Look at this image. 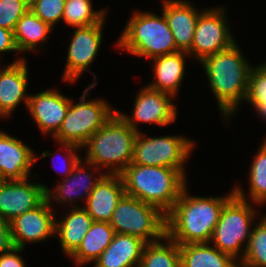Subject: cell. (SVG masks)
Returning a JSON list of instances; mask_svg holds the SVG:
<instances>
[{
  "mask_svg": "<svg viewBox=\"0 0 266 267\" xmlns=\"http://www.w3.org/2000/svg\"><path fill=\"white\" fill-rule=\"evenodd\" d=\"M109 222L94 221L78 249L70 256L77 266L95 262L115 236Z\"/></svg>",
  "mask_w": 266,
  "mask_h": 267,
  "instance_id": "obj_24",
  "label": "cell"
},
{
  "mask_svg": "<svg viewBox=\"0 0 266 267\" xmlns=\"http://www.w3.org/2000/svg\"><path fill=\"white\" fill-rule=\"evenodd\" d=\"M5 181V179L2 177L1 173H0V185Z\"/></svg>",
  "mask_w": 266,
  "mask_h": 267,
  "instance_id": "obj_39",
  "label": "cell"
},
{
  "mask_svg": "<svg viewBox=\"0 0 266 267\" xmlns=\"http://www.w3.org/2000/svg\"><path fill=\"white\" fill-rule=\"evenodd\" d=\"M181 267H234L238 262L209 242L179 245Z\"/></svg>",
  "mask_w": 266,
  "mask_h": 267,
  "instance_id": "obj_25",
  "label": "cell"
},
{
  "mask_svg": "<svg viewBox=\"0 0 266 267\" xmlns=\"http://www.w3.org/2000/svg\"><path fill=\"white\" fill-rule=\"evenodd\" d=\"M133 114L128 116L116 111L120 117L137 133L138 123H150L167 126L177 119V106L172 102V95L145 86L136 94Z\"/></svg>",
  "mask_w": 266,
  "mask_h": 267,
  "instance_id": "obj_12",
  "label": "cell"
},
{
  "mask_svg": "<svg viewBox=\"0 0 266 267\" xmlns=\"http://www.w3.org/2000/svg\"><path fill=\"white\" fill-rule=\"evenodd\" d=\"M248 62L237 42L200 62L218 108L227 120L247 97L249 74L253 67Z\"/></svg>",
  "mask_w": 266,
  "mask_h": 267,
  "instance_id": "obj_2",
  "label": "cell"
},
{
  "mask_svg": "<svg viewBox=\"0 0 266 267\" xmlns=\"http://www.w3.org/2000/svg\"><path fill=\"white\" fill-rule=\"evenodd\" d=\"M249 196L244 194L242 187L234 186V194L245 201H250L260 206L266 203V139L255 154L249 169ZM248 199V200H247Z\"/></svg>",
  "mask_w": 266,
  "mask_h": 267,
  "instance_id": "obj_27",
  "label": "cell"
},
{
  "mask_svg": "<svg viewBox=\"0 0 266 267\" xmlns=\"http://www.w3.org/2000/svg\"><path fill=\"white\" fill-rule=\"evenodd\" d=\"M71 99L56 89H47L39 93L29 94L28 106L30 115L41 132L53 137L59 130Z\"/></svg>",
  "mask_w": 266,
  "mask_h": 267,
  "instance_id": "obj_15",
  "label": "cell"
},
{
  "mask_svg": "<svg viewBox=\"0 0 266 267\" xmlns=\"http://www.w3.org/2000/svg\"><path fill=\"white\" fill-rule=\"evenodd\" d=\"M105 19L106 16L97 24L75 28L67 51V62L62 79L64 82H75L84 71H89L94 75V83L90 85L96 86V74L89 69V66L98 56L97 53L103 40L102 27Z\"/></svg>",
  "mask_w": 266,
  "mask_h": 267,
  "instance_id": "obj_11",
  "label": "cell"
},
{
  "mask_svg": "<svg viewBox=\"0 0 266 267\" xmlns=\"http://www.w3.org/2000/svg\"><path fill=\"white\" fill-rule=\"evenodd\" d=\"M251 236L241 263L248 267H266V215L261 217Z\"/></svg>",
  "mask_w": 266,
  "mask_h": 267,
  "instance_id": "obj_30",
  "label": "cell"
},
{
  "mask_svg": "<svg viewBox=\"0 0 266 267\" xmlns=\"http://www.w3.org/2000/svg\"><path fill=\"white\" fill-rule=\"evenodd\" d=\"M52 30L49 24L43 22L32 11H27L18 20L13 31L18 51L20 53L35 52L40 43L48 40V35Z\"/></svg>",
  "mask_w": 266,
  "mask_h": 267,
  "instance_id": "obj_26",
  "label": "cell"
},
{
  "mask_svg": "<svg viewBox=\"0 0 266 267\" xmlns=\"http://www.w3.org/2000/svg\"><path fill=\"white\" fill-rule=\"evenodd\" d=\"M145 245L146 242L138 237L116 233L94 262V267H139Z\"/></svg>",
  "mask_w": 266,
  "mask_h": 267,
  "instance_id": "obj_21",
  "label": "cell"
},
{
  "mask_svg": "<svg viewBox=\"0 0 266 267\" xmlns=\"http://www.w3.org/2000/svg\"><path fill=\"white\" fill-rule=\"evenodd\" d=\"M110 226L115 233L129 234L146 243L166 235V215L157 207L124 194L113 212Z\"/></svg>",
  "mask_w": 266,
  "mask_h": 267,
  "instance_id": "obj_8",
  "label": "cell"
},
{
  "mask_svg": "<svg viewBox=\"0 0 266 267\" xmlns=\"http://www.w3.org/2000/svg\"><path fill=\"white\" fill-rule=\"evenodd\" d=\"M22 58L0 68V117L6 118L14 112L19 103L28 106V66Z\"/></svg>",
  "mask_w": 266,
  "mask_h": 267,
  "instance_id": "obj_17",
  "label": "cell"
},
{
  "mask_svg": "<svg viewBox=\"0 0 266 267\" xmlns=\"http://www.w3.org/2000/svg\"><path fill=\"white\" fill-rule=\"evenodd\" d=\"M162 11L174 37L176 47L188 52L193 43L194 31L200 10L187 0H163Z\"/></svg>",
  "mask_w": 266,
  "mask_h": 267,
  "instance_id": "obj_19",
  "label": "cell"
},
{
  "mask_svg": "<svg viewBox=\"0 0 266 267\" xmlns=\"http://www.w3.org/2000/svg\"><path fill=\"white\" fill-rule=\"evenodd\" d=\"M194 143L181 135L147 137L139 132L134 141L132 164L177 169L186 176L184 165L190 158Z\"/></svg>",
  "mask_w": 266,
  "mask_h": 267,
  "instance_id": "obj_9",
  "label": "cell"
},
{
  "mask_svg": "<svg viewBox=\"0 0 266 267\" xmlns=\"http://www.w3.org/2000/svg\"><path fill=\"white\" fill-rule=\"evenodd\" d=\"M36 154L18 138L0 131V173L5 180L30 178Z\"/></svg>",
  "mask_w": 266,
  "mask_h": 267,
  "instance_id": "obj_18",
  "label": "cell"
},
{
  "mask_svg": "<svg viewBox=\"0 0 266 267\" xmlns=\"http://www.w3.org/2000/svg\"><path fill=\"white\" fill-rule=\"evenodd\" d=\"M62 147L61 149L63 150H66V155L64 156L65 158L63 159L64 161H62L63 163H65L64 165V168H63V171L60 173L63 174V176H65L64 178H67L72 170H73V167L79 162V160L81 159L78 155H77V152L76 151H79V149H82L81 147L79 146H76V145H73V144H70V143H59ZM53 152H49V151H43L40 155V157L36 156V160L38 161L39 158H45L47 156H49L48 158H51L53 159ZM62 157V156H61ZM55 158V157H54ZM53 161V160H52ZM56 170V169H55ZM58 171V170H57Z\"/></svg>",
  "mask_w": 266,
  "mask_h": 267,
  "instance_id": "obj_34",
  "label": "cell"
},
{
  "mask_svg": "<svg viewBox=\"0 0 266 267\" xmlns=\"http://www.w3.org/2000/svg\"><path fill=\"white\" fill-rule=\"evenodd\" d=\"M253 205L257 204L245 201L234 195L224 205L209 242L238 262L243 259L245 248L251 236L252 224L257 217V212ZM242 246L245 248L241 249Z\"/></svg>",
  "mask_w": 266,
  "mask_h": 267,
  "instance_id": "obj_6",
  "label": "cell"
},
{
  "mask_svg": "<svg viewBox=\"0 0 266 267\" xmlns=\"http://www.w3.org/2000/svg\"><path fill=\"white\" fill-rule=\"evenodd\" d=\"M234 267H248V266H245L241 262H238Z\"/></svg>",
  "mask_w": 266,
  "mask_h": 267,
  "instance_id": "obj_38",
  "label": "cell"
},
{
  "mask_svg": "<svg viewBox=\"0 0 266 267\" xmlns=\"http://www.w3.org/2000/svg\"><path fill=\"white\" fill-rule=\"evenodd\" d=\"M93 87L95 86H87L80 102L74 104L71 98L66 117L58 132L52 137L57 143H70L82 148L88 139L117 111L102 98L86 100L89 90Z\"/></svg>",
  "mask_w": 266,
  "mask_h": 267,
  "instance_id": "obj_7",
  "label": "cell"
},
{
  "mask_svg": "<svg viewBox=\"0 0 266 267\" xmlns=\"http://www.w3.org/2000/svg\"><path fill=\"white\" fill-rule=\"evenodd\" d=\"M30 178L5 180L0 185V219L9 223L15 217L39 206L47 197L48 186L32 183Z\"/></svg>",
  "mask_w": 266,
  "mask_h": 267,
  "instance_id": "obj_13",
  "label": "cell"
},
{
  "mask_svg": "<svg viewBox=\"0 0 266 267\" xmlns=\"http://www.w3.org/2000/svg\"><path fill=\"white\" fill-rule=\"evenodd\" d=\"M13 247L10 225L0 219V254L10 251Z\"/></svg>",
  "mask_w": 266,
  "mask_h": 267,
  "instance_id": "obj_37",
  "label": "cell"
},
{
  "mask_svg": "<svg viewBox=\"0 0 266 267\" xmlns=\"http://www.w3.org/2000/svg\"><path fill=\"white\" fill-rule=\"evenodd\" d=\"M186 56L190 55L185 51H178L153 58V72L156 80L147 86L176 97L183 82Z\"/></svg>",
  "mask_w": 266,
  "mask_h": 267,
  "instance_id": "obj_23",
  "label": "cell"
},
{
  "mask_svg": "<svg viewBox=\"0 0 266 267\" xmlns=\"http://www.w3.org/2000/svg\"><path fill=\"white\" fill-rule=\"evenodd\" d=\"M245 101L253 105L263 121L266 120V62L252 67Z\"/></svg>",
  "mask_w": 266,
  "mask_h": 267,
  "instance_id": "obj_31",
  "label": "cell"
},
{
  "mask_svg": "<svg viewBox=\"0 0 266 267\" xmlns=\"http://www.w3.org/2000/svg\"><path fill=\"white\" fill-rule=\"evenodd\" d=\"M139 267H181L179 244L167 234L156 242L146 243Z\"/></svg>",
  "mask_w": 266,
  "mask_h": 267,
  "instance_id": "obj_28",
  "label": "cell"
},
{
  "mask_svg": "<svg viewBox=\"0 0 266 267\" xmlns=\"http://www.w3.org/2000/svg\"><path fill=\"white\" fill-rule=\"evenodd\" d=\"M125 194L157 207L167 215L187 185L177 169L130 164L121 173Z\"/></svg>",
  "mask_w": 266,
  "mask_h": 267,
  "instance_id": "obj_3",
  "label": "cell"
},
{
  "mask_svg": "<svg viewBox=\"0 0 266 267\" xmlns=\"http://www.w3.org/2000/svg\"><path fill=\"white\" fill-rule=\"evenodd\" d=\"M137 132L115 112L82 147L86 148L84 161L94 164L106 174H120L132 163Z\"/></svg>",
  "mask_w": 266,
  "mask_h": 267,
  "instance_id": "obj_4",
  "label": "cell"
},
{
  "mask_svg": "<svg viewBox=\"0 0 266 267\" xmlns=\"http://www.w3.org/2000/svg\"><path fill=\"white\" fill-rule=\"evenodd\" d=\"M23 248L13 247L10 251L0 254V267H26L23 258L18 255Z\"/></svg>",
  "mask_w": 266,
  "mask_h": 267,
  "instance_id": "obj_35",
  "label": "cell"
},
{
  "mask_svg": "<svg viewBox=\"0 0 266 267\" xmlns=\"http://www.w3.org/2000/svg\"><path fill=\"white\" fill-rule=\"evenodd\" d=\"M66 0H30L32 11L52 28L62 20Z\"/></svg>",
  "mask_w": 266,
  "mask_h": 267,
  "instance_id": "obj_32",
  "label": "cell"
},
{
  "mask_svg": "<svg viewBox=\"0 0 266 267\" xmlns=\"http://www.w3.org/2000/svg\"><path fill=\"white\" fill-rule=\"evenodd\" d=\"M14 51L19 52L14 40L13 31L0 27V53Z\"/></svg>",
  "mask_w": 266,
  "mask_h": 267,
  "instance_id": "obj_36",
  "label": "cell"
},
{
  "mask_svg": "<svg viewBox=\"0 0 266 267\" xmlns=\"http://www.w3.org/2000/svg\"><path fill=\"white\" fill-rule=\"evenodd\" d=\"M225 7L200 10L191 49L187 52L201 62L207 56L232 46L236 40L227 22Z\"/></svg>",
  "mask_w": 266,
  "mask_h": 267,
  "instance_id": "obj_10",
  "label": "cell"
},
{
  "mask_svg": "<svg viewBox=\"0 0 266 267\" xmlns=\"http://www.w3.org/2000/svg\"><path fill=\"white\" fill-rule=\"evenodd\" d=\"M52 203L46 198L39 206L9 222L14 247L23 248L25 243L42 242L55 237V217Z\"/></svg>",
  "mask_w": 266,
  "mask_h": 267,
  "instance_id": "obj_14",
  "label": "cell"
},
{
  "mask_svg": "<svg viewBox=\"0 0 266 267\" xmlns=\"http://www.w3.org/2000/svg\"><path fill=\"white\" fill-rule=\"evenodd\" d=\"M30 10V0H0V27L14 31L18 20Z\"/></svg>",
  "mask_w": 266,
  "mask_h": 267,
  "instance_id": "obj_33",
  "label": "cell"
},
{
  "mask_svg": "<svg viewBox=\"0 0 266 267\" xmlns=\"http://www.w3.org/2000/svg\"><path fill=\"white\" fill-rule=\"evenodd\" d=\"M83 162L84 161H82L81 157V159L73 167L71 174L67 178H64L61 183L57 184L53 191H51V189L49 188L47 189L46 197L50 201V203H52V200H54L58 204H69L70 206L71 203L80 198V200L83 199L85 200V202L87 201L88 196L90 195L92 190L96 187L97 183L106 173H100L96 175V178L93 173L99 172V168L94 164L85 161L84 163L87 166L86 168Z\"/></svg>",
  "mask_w": 266,
  "mask_h": 267,
  "instance_id": "obj_16",
  "label": "cell"
},
{
  "mask_svg": "<svg viewBox=\"0 0 266 267\" xmlns=\"http://www.w3.org/2000/svg\"><path fill=\"white\" fill-rule=\"evenodd\" d=\"M161 14L133 12L115 45L147 59L180 51L163 12Z\"/></svg>",
  "mask_w": 266,
  "mask_h": 267,
  "instance_id": "obj_5",
  "label": "cell"
},
{
  "mask_svg": "<svg viewBox=\"0 0 266 267\" xmlns=\"http://www.w3.org/2000/svg\"><path fill=\"white\" fill-rule=\"evenodd\" d=\"M185 186L180 198L166 215V234L179 245L210 242L224 205L235 195L190 196Z\"/></svg>",
  "mask_w": 266,
  "mask_h": 267,
  "instance_id": "obj_1",
  "label": "cell"
},
{
  "mask_svg": "<svg viewBox=\"0 0 266 267\" xmlns=\"http://www.w3.org/2000/svg\"><path fill=\"white\" fill-rule=\"evenodd\" d=\"M71 207L61 220L55 218V235H58L63 253L69 258L78 249L94 222L84 207L72 204Z\"/></svg>",
  "mask_w": 266,
  "mask_h": 267,
  "instance_id": "obj_22",
  "label": "cell"
},
{
  "mask_svg": "<svg viewBox=\"0 0 266 267\" xmlns=\"http://www.w3.org/2000/svg\"><path fill=\"white\" fill-rule=\"evenodd\" d=\"M124 194L120 174H105L88 196L84 208L94 221L110 222Z\"/></svg>",
  "mask_w": 266,
  "mask_h": 267,
  "instance_id": "obj_20",
  "label": "cell"
},
{
  "mask_svg": "<svg viewBox=\"0 0 266 267\" xmlns=\"http://www.w3.org/2000/svg\"><path fill=\"white\" fill-rule=\"evenodd\" d=\"M92 7L91 0H66L62 20L74 28L97 24L107 15V10Z\"/></svg>",
  "mask_w": 266,
  "mask_h": 267,
  "instance_id": "obj_29",
  "label": "cell"
}]
</instances>
